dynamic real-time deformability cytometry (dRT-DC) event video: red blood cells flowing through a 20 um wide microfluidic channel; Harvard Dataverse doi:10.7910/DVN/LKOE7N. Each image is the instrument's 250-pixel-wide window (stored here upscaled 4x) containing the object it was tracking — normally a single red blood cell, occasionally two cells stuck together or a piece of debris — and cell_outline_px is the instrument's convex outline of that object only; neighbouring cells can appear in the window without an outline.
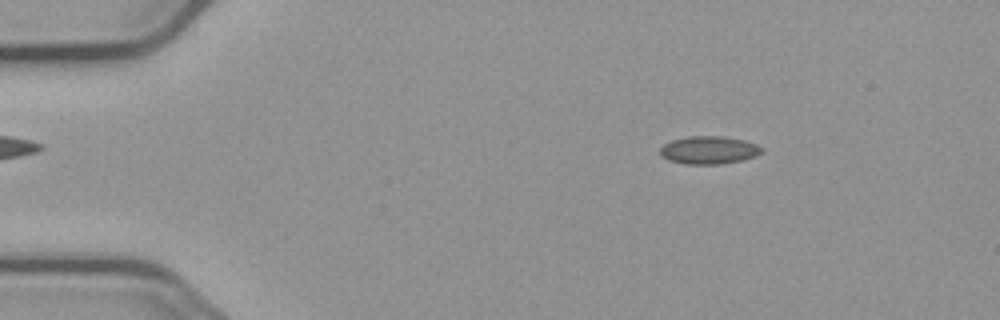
{"species": "common noctule bat (a hibernating species)", "species_latin": "Nyctalus noctula", "temperature_condition": "cold", "stored_images_in_passage": 4, "camera_frame_rate_fps": 3000, "um_per_image_px": 0.085, "animal": {"sex": "male", "body_mass_g": 23.1, "forearm_length_mm": 52.7}, "frame": {"image": 1, "passage_image": 2, "time_ms": 1.0, "image_size_px": [1000, 320], "cell_outline_px": [[764, 152], [756, 156], [744, 160], [720, 164], [688, 164], [668, 160], [660, 152], [660, 148], [664, 144], [672, 140], [688, 136], [724, 136], [744, 140], [756, 144], [764, 148]], "centroid_in_image_um": [60.31, 12.75], "position_along_channel_um": 24.7, "area_um2": 16.59}}